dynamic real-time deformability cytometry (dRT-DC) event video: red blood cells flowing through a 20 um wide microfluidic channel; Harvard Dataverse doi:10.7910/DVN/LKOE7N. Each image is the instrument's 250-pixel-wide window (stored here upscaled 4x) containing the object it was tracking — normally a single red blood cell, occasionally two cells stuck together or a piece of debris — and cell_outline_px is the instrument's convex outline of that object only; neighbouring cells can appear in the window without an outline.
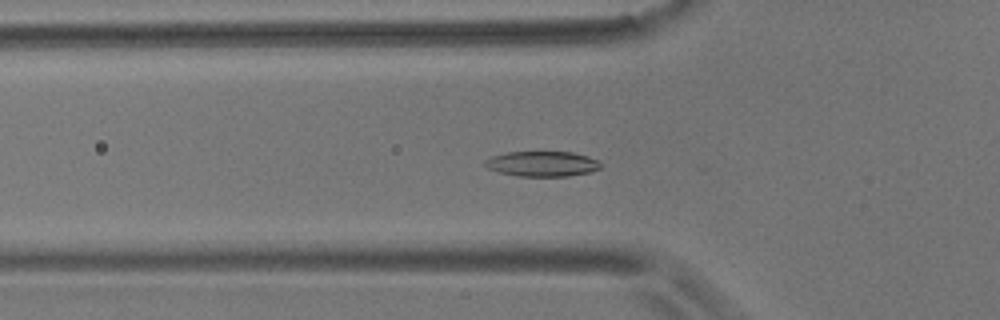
{"species": "common noctule bat (a hibernating species)", "species_latin": "Nyctalus noctula", "temperature_condition": "room temperature", "stored_images_in_passage": 39, "camera_frame_rate_fps": 3000, "um_per_image_px": 0.085, "animal": {"sex": "male", "body_mass_g": 17.9}, "frame": {"image": 1, "passage_image": 12, "time_ms": 3.667, "image_size_px": [1000, 320], "cell_outline_px": [[604, 164], [600, 168], [592, 172], [568, 176], [516, 176], [500, 172], [488, 168], [484, 164], [484, 160], [492, 156], [508, 152], [572, 152], [588, 156]], "centroid_in_image_um": [46.12, 13.93], "position_along_channel_um": 79.7, "area_um2": 17.05}}
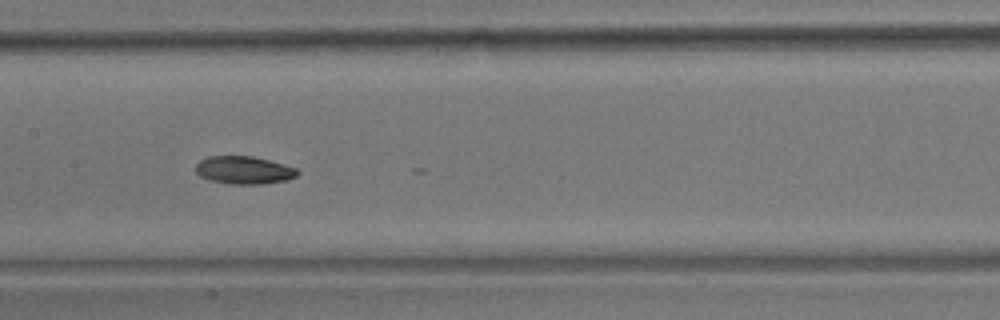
{"frame": {"image": 2, "passage_image": 21, "time_ms": 6.667, "image_size_px": [1000, 320], "cell_outline_px": [[300, 172], [296, 176], [288, 180], [264, 184], [228, 184], [212, 180], [200, 176], [196, 172], [196, 164], [200, 160], [208, 156], [252, 156], [284, 164], [296, 168]], "centroid_in_image_um": [20.75, 14.46], "position_along_channel_um": 186.6, "area_um2": 16.53}}
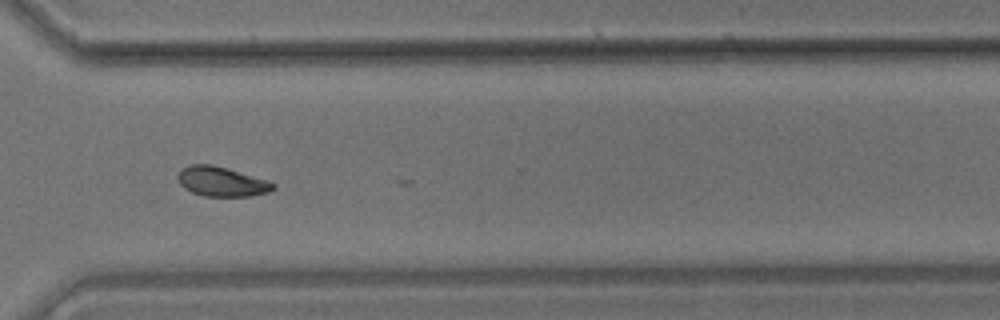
{"frame": {"image": 3, "passage_image": 35, "time_ms": 11.333, "image_size_px": [1000, 320], "cell_outline_px": [[276, 188], [268, 192], [248, 196], [204, 196], [192, 192], [184, 188], [180, 184], [176, 176], [184, 168], [192, 164], [212, 164], [228, 168], [268, 180], [276, 184]], "centroid_in_image_um": [18.85, 15.43], "position_along_channel_um": 351.7, "area_um2": 16.47}, "authors_computed_cell_mechanics": {"area_um2": 16.5308, "velocity_mm_per_s": 3.5408, "shape_relaxation_time_tau1_ms": 4.3256, "shape_relaxation_time_tau2_ms": 8.0205, "deformation_change_tau1": 0.1098, "deformation_change_tau2": 0.1107}}